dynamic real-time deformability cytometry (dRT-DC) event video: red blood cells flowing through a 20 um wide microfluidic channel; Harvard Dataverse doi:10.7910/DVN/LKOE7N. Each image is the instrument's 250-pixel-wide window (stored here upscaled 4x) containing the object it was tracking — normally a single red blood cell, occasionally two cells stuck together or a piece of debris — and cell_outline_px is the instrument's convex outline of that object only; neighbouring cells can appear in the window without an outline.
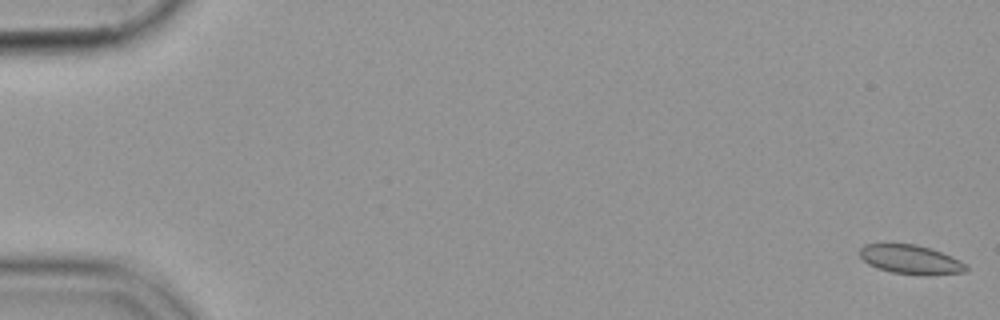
{"species": "common noctule bat (a hibernating species)", "species_latin": "Nyctalus noctula", "temperature_condition": "cold", "stored_images_in_passage": 56, "camera_frame_rate_fps": 3000, "um_per_image_px": 0.085, "animal": {"sex": "female", "body_mass_g": 19.9}, "frame": {"image": 1, "passage_image": 1, "time_ms": 0.0, "image_size_px": [1000, 320], "cell_outline_px": [[968, 268], [964, 272], [892, 272], [868, 264], [860, 256], [860, 248], [864, 244], [916, 244], [952, 256], [968, 264]], "centroid_in_image_um": [77.36, 22.0], "position_along_channel_um": 7.6, "area_um2": 16.94}}
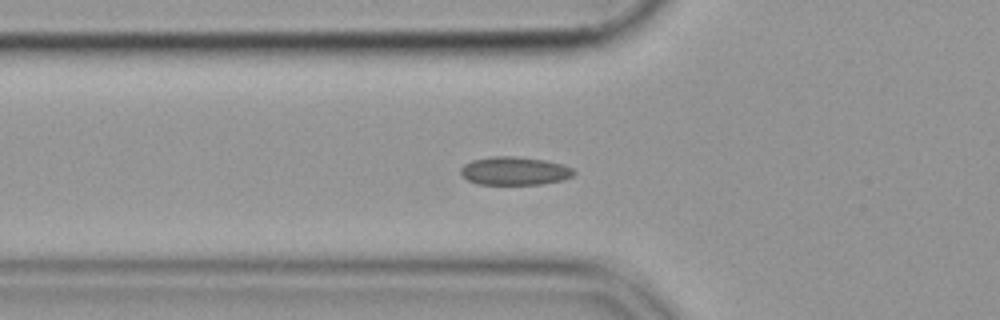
{"frame": {"image": 2, "passage_image": 20, "time_ms": 6.333, "image_size_px": [1000, 320], "cell_outline_px": [[576, 172], [572, 176], [560, 180], [540, 184], [476, 184], [468, 180], [460, 172], [460, 168], [464, 164], [472, 160], [492, 156], [516, 156], [544, 160], [560, 164], [572, 168]], "centroid_in_image_um": [43.7, 14.52], "position_along_channel_um": 82.1, "area_um2": 18.5}}
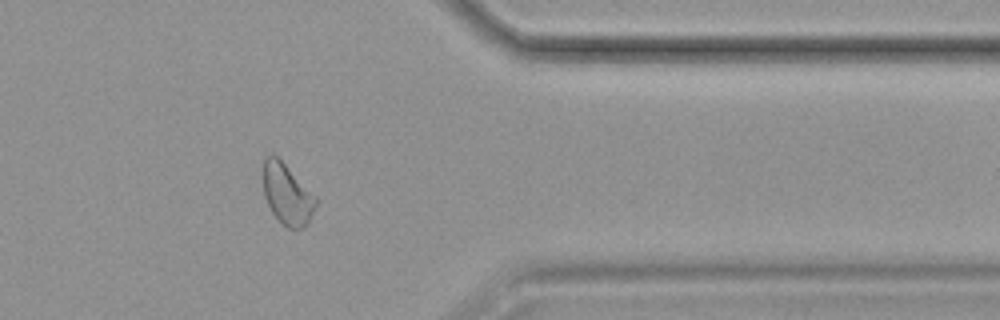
{"frame": {"image": 3, "passage_image": 46, "time_ms": 15.0, "image_size_px": [1000, 320], "cell_outline_px": [[316, 204], [308, 224], [304, 228], [288, 228], [272, 212], [264, 196], [264, 156], [272, 152], [316, 196]], "centroid_in_image_um": [24.4, 16.5], "position_along_channel_um": 387.0, "area_um2": 18.26}}